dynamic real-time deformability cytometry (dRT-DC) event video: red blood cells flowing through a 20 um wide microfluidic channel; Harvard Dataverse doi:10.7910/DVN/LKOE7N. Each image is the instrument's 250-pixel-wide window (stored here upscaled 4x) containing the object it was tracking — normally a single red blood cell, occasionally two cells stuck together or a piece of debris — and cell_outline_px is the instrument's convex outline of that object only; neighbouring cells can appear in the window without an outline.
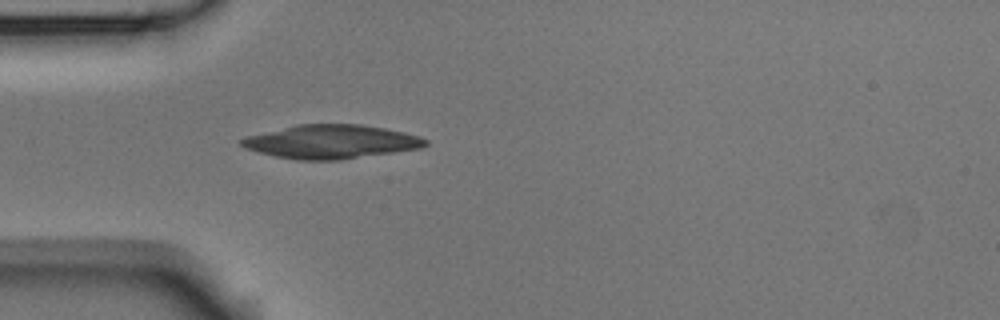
{"species": "Egyptian fruit bat (a non-hibernating species)", "species_latin": "Rousettus aegyptiacus", "temperature_condition": "room temperature", "stored_images_in_passage": 33, "camera_frame_rate_fps": 3000, "um_per_image_px": 0.085, "animal": {"sex": "male"}, "frame": {"image": 1, "passage_image": 1, "time_ms": 0.0, "image_size_px": [1000, 320], "cell_outline_px": [[428, 144], [424, 148], [340, 160], [296, 160], [276, 156], [244, 148], [240, 144], [240, 140], [244, 136], [296, 124], [360, 124], [384, 128], [404, 132], [420, 136], [428, 140]], "centroid_in_image_um": [28.16, 12.04], "position_along_channel_um": 56.8, "area_um2": 36.47}}
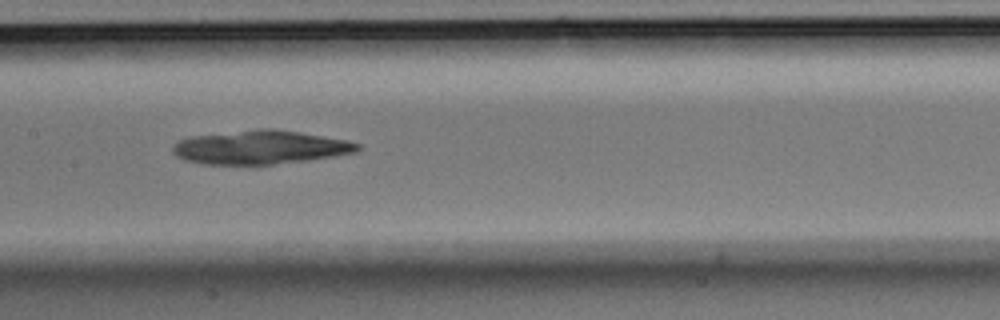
{"frame": {"image": 2, "passage_image": 12, "time_ms": 3.667, "image_size_px": [1000, 320], "cell_outline_px": [[360, 148], [356, 152], [308, 160], [272, 164], [204, 164], [184, 160], [176, 156], [172, 152], [172, 148], [180, 140], [192, 136], [260, 128], [272, 128], [348, 140], [360, 144]], "centroid_in_image_um": [22.12, 12.52], "position_along_channel_um": 185.3, "area_um2": 36.01}}
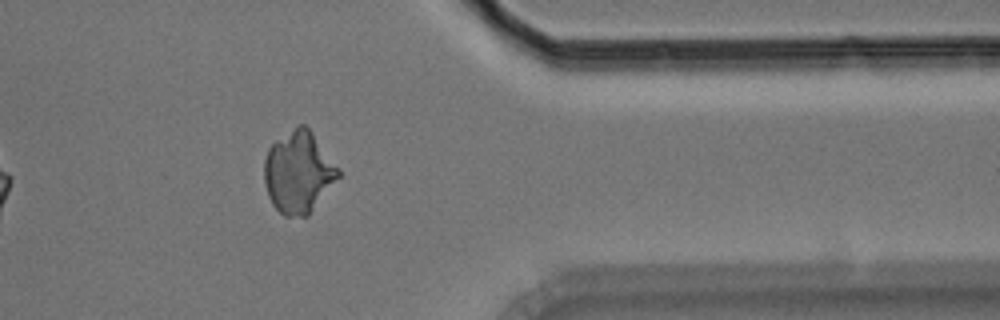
{"frame": {"image": 3, "passage_image": 30, "time_ms": 9.667, "image_size_px": [1000, 320], "cell_outline_px": [[340, 176], [308, 216], [284, 216], [272, 204], [268, 196], [264, 184], [264, 160], [268, 148], [276, 140], [296, 124], [304, 124], [312, 132], [340, 168]], "centroid_in_image_um": [25.37, 14.62], "position_along_channel_um": 386.0, "area_um2": 35.49}}